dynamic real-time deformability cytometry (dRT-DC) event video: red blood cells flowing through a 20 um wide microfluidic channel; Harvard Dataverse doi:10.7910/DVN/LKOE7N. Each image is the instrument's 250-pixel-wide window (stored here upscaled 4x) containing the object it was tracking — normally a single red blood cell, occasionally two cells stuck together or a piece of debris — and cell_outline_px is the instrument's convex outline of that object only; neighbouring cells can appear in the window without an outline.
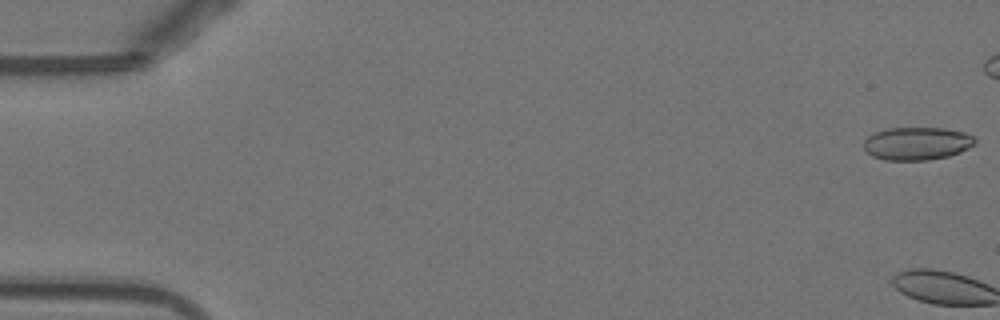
{"species": "Egyptian fruit bat (a non-hibernating species)", "species_latin": "Rousettus aegyptiacus", "temperature_condition": "warm", "stored_images_in_passage": 2, "camera_frame_rate_fps": 3000, "um_per_image_px": 0.085, "animal": {"sex": "female"}, "frame": {"image": 1, "passage_image": 1, "time_ms": 0.0, "image_size_px": [1000, 320], "cell_outline_px": [[976, 144], [960, 152], [948, 156], [928, 160], [884, 160], [872, 156], [864, 148], [864, 140], [868, 136], [876, 132], [888, 128], [944, 128], [964, 132], [972, 136], [976, 140]], "centroid_in_image_um": [77.95, 12.2], "position_along_channel_um": 7.1, "area_um2": 21.33}}